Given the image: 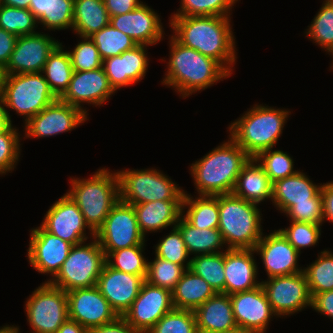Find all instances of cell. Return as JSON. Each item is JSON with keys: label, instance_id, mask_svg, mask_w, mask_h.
<instances>
[{"label": "cell", "instance_id": "obj_1", "mask_svg": "<svg viewBox=\"0 0 333 333\" xmlns=\"http://www.w3.org/2000/svg\"><path fill=\"white\" fill-rule=\"evenodd\" d=\"M171 34L183 46L217 61L230 75L237 61L232 17L170 16Z\"/></svg>", "mask_w": 333, "mask_h": 333}, {"label": "cell", "instance_id": "obj_2", "mask_svg": "<svg viewBox=\"0 0 333 333\" xmlns=\"http://www.w3.org/2000/svg\"><path fill=\"white\" fill-rule=\"evenodd\" d=\"M169 58L161 84L171 88L179 97L199 93L231 75L214 59L188 48L169 35Z\"/></svg>", "mask_w": 333, "mask_h": 333}, {"label": "cell", "instance_id": "obj_3", "mask_svg": "<svg viewBox=\"0 0 333 333\" xmlns=\"http://www.w3.org/2000/svg\"><path fill=\"white\" fill-rule=\"evenodd\" d=\"M251 157L228 135V139L195 160L189 171L197 195L232 193L242 167Z\"/></svg>", "mask_w": 333, "mask_h": 333}, {"label": "cell", "instance_id": "obj_4", "mask_svg": "<svg viewBox=\"0 0 333 333\" xmlns=\"http://www.w3.org/2000/svg\"><path fill=\"white\" fill-rule=\"evenodd\" d=\"M291 111L255 103L228 125L229 136L251 157L275 148Z\"/></svg>", "mask_w": 333, "mask_h": 333}, {"label": "cell", "instance_id": "obj_5", "mask_svg": "<svg viewBox=\"0 0 333 333\" xmlns=\"http://www.w3.org/2000/svg\"><path fill=\"white\" fill-rule=\"evenodd\" d=\"M66 194L77 204L89 228L96 233L120 200L116 170L99 168L89 178L70 177Z\"/></svg>", "mask_w": 333, "mask_h": 333}, {"label": "cell", "instance_id": "obj_6", "mask_svg": "<svg viewBox=\"0 0 333 333\" xmlns=\"http://www.w3.org/2000/svg\"><path fill=\"white\" fill-rule=\"evenodd\" d=\"M258 204L233 193L219 195V225L227 249H254L263 232Z\"/></svg>", "mask_w": 333, "mask_h": 333}, {"label": "cell", "instance_id": "obj_7", "mask_svg": "<svg viewBox=\"0 0 333 333\" xmlns=\"http://www.w3.org/2000/svg\"><path fill=\"white\" fill-rule=\"evenodd\" d=\"M0 98L10 124H13L10 110L23 117L25 124L58 99L42 73L3 75Z\"/></svg>", "mask_w": 333, "mask_h": 333}, {"label": "cell", "instance_id": "obj_8", "mask_svg": "<svg viewBox=\"0 0 333 333\" xmlns=\"http://www.w3.org/2000/svg\"><path fill=\"white\" fill-rule=\"evenodd\" d=\"M120 201L143 204L159 200H183L185 189L157 168L117 170Z\"/></svg>", "mask_w": 333, "mask_h": 333}, {"label": "cell", "instance_id": "obj_9", "mask_svg": "<svg viewBox=\"0 0 333 333\" xmlns=\"http://www.w3.org/2000/svg\"><path fill=\"white\" fill-rule=\"evenodd\" d=\"M73 245L57 274L48 282L65 292L96 286L105 254L96 238Z\"/></svg>", "mask_w": 333, "mask_h": 333}, {"label": "cell", "instance_id": "obj_10", "mask_svg": "<svg viewBox=\"0 0 333 333\" xmlns=\"http://www.w3.org/2000/svg\"><path fill=\"white\" fill-rule=\"evenodd\" d=\"M29 333H56L69 319L67 293L45 281L24 304Z\"/></svg>", "mask_w": 333, "mask_h": 333}, {"label": "cell", "instance_id": "obj_11", "mask_svg": "<svg viewBox=\"0 0 333 333\" xmlns=\"http://www.w3.org/2000/svg\"><path fill=\"white\" fill-rule=\"evenodd\" d=\"M95 238L105 257L112 251L145 245V236L140 232L133 205L118 201L105 218Z\"/></svg>", "mask_w": 333, "mask_h": 333}, {"label": "cell", "instance_id": "obj_12", "mask_svg": "<svg viewBox=\"0 0 333 333\" xmlns=\"http://www.w3.org/2000/svg\"><path fill=\"white\" fill-rule=\"evenodd\" d=\"M261 286L278 318H287L312 306V297L304 272L262 279Z\"/></svg>", "mask_w": 333, "mask_h": 333}, {"label": "cell", "instance_id": "obj_13", "mask_svg": "<svg viewBox=\"0 0 333 333\" xmlns=\"http://www.w3.org/2000/svg\"><path fill=\"white\" fill-rule=\"evenodd\" d=\"M87 120L89 118L85 112L57 99L23 124L22 137L24 140L54 137L71 132Z\"/></svg>", "mask_w": 333, "mask_h": 333}, {"label": "cell", "instance_id": "obj_14", "mask_svg": "<svg viewBox=\"0 0 333 333\" xmlns=\"http://www.w3.org/2000/svg\"><path fill=\"white\" fill-rule=\"evenodd\" d=\"M40 225L47 232L72 245L95 238V233L87 225L79 207L65 193L49 207Z\"/></svg>", "mask_w": 333, "mask_h": 333}, {"label": "cell", "instance_id": "obj_15", "mask_svg": "<svg viewBox=\"0 0 333 333\" xmlns=\"http://www.w3.org/2000/svg\"><path fill=\"white\" fill-rule=\"evenodd\" d=\"M115 93L101 67L89 71H73L68 89L59 99L89 115L86 106L84 107L85 103L97 108L107 103Z\"/></svg>", "mask_w": 333, "mask_h": 333}, {"label": "cell", "instance_id": "obj_16", "mask_svg": "<svg viewBox=\"0 0 333 333\" xmlns=\"http://www.w3.org/2000/svg\"><path fill=\"white\" fill-rule=\"evenodd\" d=\"M174 309L172 292L144 281L124 319L141 333H147L165 314Z\"/></svg>", "mask_w": 333, "mask_h": 333}, {"label": "cell", "instance_id": "obj_17", "mask_svg": "<svg viewBox=\"0 0 333 333\" xmlns=\"http://www.w3.org/2000/svg\"><path fill=\"white\" fill-rule=\"evenodd\" d=\"M60 43L50 34L37 32L18 36L3 75L41 73L49 54Z\"/></svg>", "mask_w": 333, "mask_h": 333}, {"label": "cell", "instance_id": "obj_18", "mask_svg": "<svg viewBox=\"0 0 333 333\" xmlns=\"http://www.w3.org/2000/svg\"><path fill=\"white\" fill-rule=\"evenodd\" d=\"M27 260L39 274L52 279L60 270L73 245L47 232L41 225L30 229Z\"/></svg>", "mask_w": 333, "mask_h": 333}, {"label": "cell", "instance_id": "obj_19", "mask_svg": "<svg viewBox=\"0 0 333 333\" xmlns=\"http://www.w3.org/2000/svg\"><path fill=\"white\" fill-rule=\"evenodd\" d=\"M232 310L238 329L249 333H266L273 318H278L263 287L230 294Z\"/></svg>", "mask_w": 333, "mask_h": 333}, {"label": "cell", "instance_id": "obj_20", "mask_svg": "<svg viewBox=\"0 0 333 333\" xmlns=\"http://www.w3.org/2000/svg\"><path fill=\"white\" fill-rule=\"evenodd\" d=\"M260 255L267 278L303 272L299 265L300 253L287 241L279 230L263 234L254 248Z\"/></svg>", "mask_w": 333, "mask_h": 333}, {"label": "cell", "instance_id": "obj_21", "mask_svg": "<svg viewBox=\"0 0 333 333\" xmlns=\"http://www.w3.org/2000/svg\"><path fill=\"white\" fill-rule=\"evenodd\" d=\"M69 319L87 330L113 321L118 315L94 286L68 291Z\"/></svg>", "mask_w": 333, "mask_h": 333}, {"label": "cell", "instance_id": "obj_22", "mask_svg": "<svg viewBox=\"0 0 333 333\" xmlns=\"http://www.w3.org/2000/svg\"><path fill=\"white\" fill-rule=\"evenodd\" d=\"M143 2L129 13L110 17L109 24L131 37L138 45L155 46L165 38L161 16Z\"/></svg>", "mask_w": 333, "mask_h": 333}, {"label": "cell", "instance_id": "obj_23", "mask_svg": "<svg viewBox=\"0 0 333 333\" xmlns=\"http://www.w3.org/2000/svg\"><path fill=\"white\" fill-rule=\"evenodd\" d=\"M144 281L142 276L113 269L105 263L96 287L116 314L123 316L138 296Z\"/></svg>", "mask_w": 333, "mask_h": 333}, {"label": "cell", "instance_id": "obj_24", "mask_svg": "<svg viewBox=\"0 0 333 333\" xmlns=\"http://www.w3.org/2000/svg\"><path fill=\"white\" fill-rule=\"evenodd\" d=\"M148 45H137L119 56L103 60L102 67L112 88L117 90L133 86L146 76L149 67Z\"/></svg>", "mask_w": 333, "mask_h": 333}, {"label": "cell", "instance_id": "obj_25", "mask_svg": "<svg viewBox=\"0 0 333 333\" xmlns=\"http://www.w3.org/2000/svg\"><path fill=\"white\" fill-rule=\"evenodd\" d=\"M254 249L224 251L225 294L254 289L261 285Z\"/></svg>", "mask_w": 333, "mask_h": 333}, {"label": "cell", "instance_id": "obj_26", "mask_svg": "<svg viewBox=\"0 0 333 333\" xmlns=\"http://www.w3.org/2000/svg\"><path fill=\"white\" fill-rule=\"evenodd\" d=\"M303 171L272 183L271 202L280 213L285 214L295 203L310 202L321 191L323 183L316 184Z\"/></svg>", "mask_w": 333, "mask_h": 333}, {"label": "cell", "instance_id": "obj_27", "mask_svg": "<svg viewBox=\"0 0 333 333\" xmlns=\"http://www.w3.org/2000/svg\"><path fill=\"white\" fill-rule=\"evenodd\" d=\"M194 314L198 333H230L238 329L228 294L216 293Z\"/></svg>", "mask_w": 333, "mask_h": 333}, {"label": "cell", "instance_id": "obj_28", "mask_svg": "<svg viewBox=\"0 0 333 333\" xmlns=\"http://www.w3.org/2000/svg\"><path fill=\"white\" fill-rule=\"evenodd\" d=\"M183 200H159L133 205L140 232H162L168 227H176L182 216Z\"/></svg>", "mask_w": 333, "mask_h": 333}, {"label": "cell", "instance_id": "obj_29", "mask_svg": "<svg viewBox=\"0 0 333 333\" xmlns=\"http://www.w3.org/2000/svg\"><path fill=\"white\" fill-rule=\"evenodd\" d=\"M232 193L258 205L267 200L271 201L272 183L254 158H250L242 167Z\"/></svg>", "mask_w": 333, "mask_h": 333}, {"label": "cell", "instance_id": "obj_30", "mask_svg": "<svg viewBox=\"0 0 333 333\" xmlns=\"http://www.w3.org/2000/svg\"><path fill=\"white\" fill-rule=\"evenodd\" d=\"M215 294L203 278L187 269L172 291V303L174 309L195 311Z\"/></svg>", "mask_w": 333, "mask_h": 333}, {"label": "cell", "instance_id": "obj_31", "mask_svg": "<svg viewBox=\"0 0 333 333\" xmlns=\"http://www.w3.org/2000/svg\"><path fill=\"white\" fill-rule=\"evenodd\" d=\"M182 217L195 228H218L219 195L192 196L185 191L182 201Z\"/></svg>", "mask_w": 333, "mask_h": 333}, {"label": "cell", "instance_id": "obj_32", "mask_svg": "<svg viewBox=\"0 0 333 333\" xmlns=\"http://www.w3.org/2000/svg\"><path fill=\"white\" fill-rule=\"evenodd\" d=\"M103 0H74L72 33L90 37L109 24Z\"/></svg>", "mask_w": 333, "mask_h": 333}, {"label": "cell", "instance_id": "obj_33", "mask_svg": "<svg viewBox=\"0 0 333 333\" xmlns=\"http://www.w3.org/2000/svg\"><path fill=\"white\" fill-rule=\"evenodd\" d=\"M176 227L181 232L184 244L190 256L219 253L227 250V246L218 228H195L182 216L179 218Z\"/></svg>", "mask_w": 333, "mask_h": 333}, {"label": "cell", "instance_id": "obj_34", "mask_svg": "<svg viewBox=\"0 0 333 333\" xmlns=\"http://www.w3.org/2000/svg\"><path fill=\"white\" fill-rule=\"evenodd\" d=\"M62 44L60 42L49 54L41 72L58 99L68 89L73 74L69 53L67 49L64 50L65 46Z\"/></svg>", "mask_w": 333, "mask_h": 333}, {"label": "cell", "instance_id": "obj_35", "mask_svg": "<svg viewBox=\"0 0 333 333\" xmlns=\"http://www.w3.org/2000/svg\"><path fill=\"white\" fill-rule=\"evenodd\" d=\"M304 34L333 58V0H323Z\"/></svg>", "mask_w": 333, "mask_h": 333}, {"label": "cell", "instance_id": "obj_36", "mask_svg": "<svg viewBox=\"0 0 333 333\" xmlns=\"http://www.w3.org/2000/svg\"><path fill=\"white\" fill-rule=\"evenodd\" d=\"M189 270L203 278L216 293L225 294L224 251L192 256Z\"/></svg>", "mask_w": 333, "mask_h": 333}, {"label": "cell", "instance_id": "obj_37", "mask_svg": "<svg viewBox=\"0 0 333 333\" xmlns=\"http://www.w3.org/2000/svg\"><path fill=\"white\" fill-rule=\"evenodd\" d=\"M317 256L315 261L303 267L311 297L333 290V252L324 249Z\"/></svg>", "mask_w": 333, "mask_h": 333}, {"label": "cell", "instance_id": "obj_38", "mask_svg": "<svg viewBox=\"0 0 333 333\" xmlns=\"http://www.w3.org/2000/svg\"><path fill=\"white\" fill-rule=\"evenodd\" d=\"M145 247L146 245H135L112 251L105 257V262L113 269L128 274L139 275L145 279L148 263V258L143 255L145 254Z\"/></svg>", "mask_w": 333, "mask_h": 333}, {"label": "cell", "instance_id": "obj_39", "mask_svg": "<svg viewBox=\"0 0 333 333\" xmlns=\"http://www.w3.org/2000/svg\"><path fill=\"white\" fill-rule=\"evenodd\" d=\"M90 38L98 48L102 60L119 56L125 51L135 48L138 44L128 35L108 24L98 32H95Z\"/></svg>", "mask_w": 333, "mask_h": 333}, {"label": "cell", "instance_id": "obj_40", "mask_svg": "<svg viewBox=\"0 0 333 333\" xmlns=\"http://www.w3.org/2000/svg\"><path fill=\"white\" fill-rule=\"evenodd\" d=\"M274 148L258 153L254 159L264 169L271 183L295 175L294 160L289 153Z\"/></svg>", "mask_w": 333, "mask_h": 333}, {"label": "cell", "instance_id": "obj_41", "mask_svg": "<svg viewBox=\"0 0 333 333\" xmlns=\"http://www.w3.org/2000/svg\"><path fill=\"white\" fill-rule=\"evenodd\" d=\"M38 21L27 9L10 7L0 4V28L17 36L39 32Z\"/></svg>", "mask_w": 333, "mask_h": 333}, {"label": "cell", "instance_id": "obj_42", "mask_svg": "<svg viewBox=\"0 0 333 333\" xmlns=\"http://www.w3.org/2000/svg\"><path fill=\"white\" fill-rule=\"evenodd\" d=\"M180 7L170 16L231 17L232 8L240 0H180Z\"/></svg>", "mask_w": 333, "mask_h": 333}, {"label": "cell", "instance_id": "obj_43", "mask_svg": "<svg viewBox=\"0 0 333 333\" xmlns=\"http://www.w3.org/2000/svg\"><path fill=\"white\" fill-rule=\"evenodd\" d=\"M186 270L182 265L155 256L151 261L148 260L145 281L172 292Z\"/></svg>", "mask_w": 333, "mask_h": 333}, {"label": "cell", "instance_id": "obj_44", "mask_svg": "<svg viewBox=\"0 0 333 333\" xmlns=\"http://www.w3.org/2000/svg\"><path fill=\"white\" fill-rule=\"evenodd\" d=\"M166 234L153 246L155 256L189 269L191 257L184 244L180 230L174 227Z\"/></svg>", "mask_w": 333, "mask_h": 333}, {"label": "cell", "instance_id": "obj_45", "mask_svg": "<svg viewBox=\"0 0 333 333\" xmlns=\"http://www.w3.org/2000/svg\"><path fill=\"white\" fill-rule=\"evenodd\" d=\"M19 128L10 124L0 133V177L12 173L20 161L23 137ZM21 140V141H20Z\"/></svg>", "mask_w": 333, "mask_h": 333}, {"label": "cell", "instance_id": "obj_46", "mask_svg": "<svg viewBox=\"0 0 333 333\" xmlns=\"http://www.w3.org/2000/svg\"><path fill=\"white\" fill-rule=\"evenodd\" d=\"M289 226L278 229L287 241L301 254L302 249L317 246L321 238L322 225L289 220Z\"/></svg>", "mask_w": 333, "mask_h": 333}, {"label": "cell", "instance_id": "obj_47", "mask_svg": "<svg viewBox=\"0 0 333 333\" xmlns=\"http://www.w3.org/2000/svg\"><path fill=\"white\" fill-rule=\"evenodd\" d=\"M147 333H198L194 311L173 309Z\"/></svg>", "mask_w": 333, "mask_h": 333}, {"label": "cell", "instance_id": "obj_48", "mask_svg": "<svg viewBox=\"0 0 333 333\" xmlns=\"http://www.w3.org/2000/svg\"><path fill=\"white\" fill-rule=\"evenodd\" d=\"M74 0H50L49 16H41L37 21L45 31H61L73 26ZM42 25V26H41Z\"/></svg>", "mask_w": 333, "mask_h": 333}, {"label": "cell", "instance_id": "obj_49", "mask_svg": "<svg viewBox=\"0 0 333 333\" xmlns=\"http://www.w3.org/2000/svg\"><path fill=\"white\" fill-rule=\"evenodd\" d=\"M80 38L74 48L67 50L70 56L73 71H89L101 68V59L98 48L90 37L78 36Z\"/></svg>", "mask_w": 333, "mask_h": 333}, {"label": "cell", "instance_id": "obj_50", "mask_svg": "<svg viewBox=\"0 0 333 333\" xmlns=\"http://www.w3.org/2000/svg\"><path fill=\"white\" fill-rule=\"evenodd\" d=\"M284 215L288 220L323 225V201L321 191L310 202L295 203Z\"/></svg>", "mask_w": 333, "mask_h": 333}, {"label": "cell", "instance_id": "obj_51", "mask_svg": "<svg viewBox=\"0 0 333 333\" xmlns=\"http://www.w3.org/2000/svg\"><path fill=\"white\" fill-rule=\"evenodd\" d=\"M88 333H141L133 328L123 316L116 317L113 321L88 330Z\"/></svg>", "mask_w": 333, "mask_h": 333}, {"label": "cell", "instance_id": "obj_52", "mask_svg": "<svg viewBox=\"0 0 333 333\" xmlns=\"http://www.w3.org/2000/svg\"><path fill=\"white\" fill-rule=\"evenodd\" d=\"M312 310L333 319V290L315 294L312 297Z\"/></svg>", "mask_w": 333, "mask_h": 333}, {"label": "cell", "instance_id": "obj_53", "mask_svg": "<svg viewBox=\"0 0 333 333\" xmlns=\"http://www.w3.org/2000/svg\"><path fill=\"white\" fill-rule=\"evenodd\" d=\"M18 36L0 28V68L3 70L9 62Z\"/></svg>", "mask_w": 333, "mask_h": 333}, {"label": "cell", "instance_id": "obj_54", "mask_svg": "<svg viewBox=\"0 0 333 333\" xmlns=\"http://www.w3.org/2000/svg\"><path fill=\"white\" fill-rule=\"evenodd\" d=\"M109 17L129 13L140 6L141 0H103Z\"/></svg>", "mask_w": 333, "mask_h": 333}, {"label": "cell", "instance_id": "obj_55", "mask_svg": "<svg viewBox=\"0 0 333 333\" xmlns=\"http://www.w3.org/2000/svg\"><path fill=\"white\" fill-rule=\"evenodd\" d=\"M323 224L325 221L333 224V181L322 184Z\"/></svg>", "mask_w": 333, "mask_h": 333}, {"label": "cell", "instance_id": "obj_56", "mask_svg": "<svg viewBox=\"0 0 333 333\" xmlns=\"http://www.w3.org/2000/svg\"><path fill=\"white\" fill-rule=\"evenodd\" d=\"M50 0H31L29 11L38 20L41 16H49Z\"/></svg>", "mask_w": 333, "mask_h": 333}, {"label": "cell", "instance_id": "obj_57", "mask_svg": "<svg viewBox=\"0 0 333 333\" xmlns=\"http://www.w3.org/2000/svg\"><path fill=\"white\" fill-rule=\"evenodd\" d=\"M56 333H88V330L78 322L68 319Z\"/></svg>", "mask_w": 333, "mask_h": 333}, {"label": "cell", "instance_id": "obj_58", "mask_svg": "<svg viewBox=\"0 0 333 333\" xmlns=\"http://www.w3.org/2000/svg\"><path fill=\"white\" fill-rule=\"evenodd\" d=\"M31 0H0V4L29 10Z\"/></svg>", "mask_w": 333, "mask_h": 333}, {"label": "cell", "instance_id": "obj_59", "mask_svg": "<svg viewBox=\"0 0 333 333\" xmlns=\"http://www.w3.org/2000/svg\"><path fill=\"white\" fill-rule=\"evenodd\" d=\"M9 125L10 123L6 115L5 106L0 98V133L3 132Z\"/></svg>", "mask_w": 333, "mask_h": 333}, {"label": "cell", "instance_id": "obj_60", "mask_svg": "<svg viewBox=\"0 0 333 333\" xmlns=\"http://www.w3.org/2000/svg\"><path fill=\"white\" fill-rule=\"evenodd\" d=\"M0 333H21L20 327L18 325H2L0 327Z\"/></svg>", "mask_w": 333, "mask_h": 333}, {"label": "cell", "instance_id": "obj_61", "mask_svg": "<svg viewBox=\"0 0 333 333\" xmlns=\"http://www.w3.org/2000/svg\"><path fill=\"white\" fill-rule=\"evenodd\" d=\"M2 80H3V70L0 68V94H1Z\"/></svg>", "mask_w": 333, "mask_h": 333}, {"label": "cell", "instance_id": "obj_62", "mask_svg": "<svg viewBox=\"0 0 333 333\" xmlns=\"http://www.w3.org/2000/svg\"><path fill=\"white\" fill-rule=\"evenodd\" d=\"M230 333H249V332L241 330V329H237L236 331H233V332H230Z\"/></svg>", "mask_w": 333, "mask_h": 333}, {"label": "cell", "instance_id": "obj_63", "mask_svg": "<svg viewBox=\"0 0 333 333\" xmlns=\"http://www.w3.org/2000/svg\"><path fill=\"white\" fill-rule=\"evenodd\" d=\"M330 69L329 70H333V59H332V62L330 63Z\"/></svg>", "mask_w": 333, "mask_h": 333}]
</instances>
